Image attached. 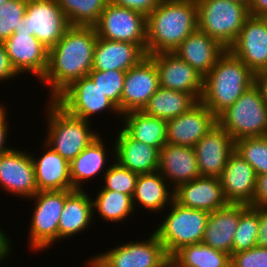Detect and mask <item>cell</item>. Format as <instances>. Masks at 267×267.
<instances>
[{
	"label": "cell",
	"mask_w": 267,
	"mask_h": 267,
	"mask_svg": "<svg viewBox=\"0 0 267 267\" xmlns=\"http://www.w3.org/2000/svg\"><path fill=\"white\" fill-rule=\"evenodd\" d=\"M208 218L209 212L184 207L173 200L156 221L157 226L152 225V231L171 257L181 247L201 243Z\"/></svg>",
	"instance_id": "5b68a950"
},
{
	"label": "cell",
	"mask_w": 267,
	"mask_h": 267,
	"mask_svg": "<svg viewBox=\"0 0 267 267\" xmlns=\"http://www.w3.org/2000/svg\"><path fill=\"white\" fill-rule=\"evenodd\" d=\"M170 260L176 267H230L231 255L197 243L181 247Z\"/></svg>",
	"instance_id": "836d02e7"
},
{
	"label": "cell",
	"mask_w": 267,
	"mask_h": 267,
	"mask_svg": "<svg viewBox=\"0 0 267 267\" xmlns=\"http://www.w3.org/2000/svg\"><path fill=\"white\" fill-rule=\"evenodd\" d=\"M95 223L92 197L87 189L66 190L65 204L58 225V243L74 239L85 231L88 233Z\"/></svg>",
	"instance_id": "44dd1931"
},
{
	"label": "cell",
	"mask_w": 267,
	"mask_h": 267,
	"mask_svg": "<svg viewBox=\"0 0 267 267\" xmlns=\"http://www.w3.org/2000/svg\"><path fill=\"white\" fill-rule=\"evenodd\" d=\"M146 56V51L140 45L97 37L92 70L126 72L139 64Z\"/></svg>",
	"instance_id": "484cf974"
},
{
	"label": "cell",
	"mask_w": 267,
	"mask_h": 267,
	"mask_svg": "<svg viewBox=\"0 0 267 267\" xmlns=\"http://www.w3.org/2000/svg\"><path fill=\"white\" fill-rule=\"evenodd\" d=\"M253 207H266L267 206V173L257 175L256 189L251 202Z\"/></svg>",
	"instance_id": "f6af8a7d"
},
{
	"label": "cell",
	"mask_w": 267,
	"mask_h": 267,
	"mask_svg": "<svg viewBox=\"0 0 267 267\" xmlns=\"http://www.w3.org/2000/svg\"><path fill=\"white\" fill-rule=\"evenodd\" d=\"M0 190L20 200H28L38 192L31 151L14 146L0 154Z\"/></svg>",
	"instance_id": "4fadbf2b"
},
{
	"label": "cell",
	"mask_w": 267,
	"mask_h": 267,
	"mask_svg": "<svg viewBox=\"0 0 267 267\" xmlns=\"http://www.w3.org/2000/svg\"><path fill=\"white\" fill-rule=\"evenodd\" d=\"M10 63L21 77L43 78L48 65V49L25 29L24 20L4 42ZM30 75V76H29Z\"/></svg>",
	"instance_id": "7c38bea8"
},
{
	"label": "cell",
	"mask_w": 267,
	"mask_h": 267,
	"mask_svg": "<svg viewBox=\"0 0 267 267\" xmlns=\"http://www.w3.org/2000/svg\"><path fill=\"white\" fill-rule=\"evenodd\" d=\"M256 84L261 88L267 102V70L256 75Z\"/></svg>",
	"instance_id": "681fc988"
},
{
	"label": "cell",
	"mask_w": 267,
	"mask_h": 267,
	"mask_svg": "<svg viewBox=\"0 0 267 267\" xmlns=\"http://www.w3.org/2000/svg\"><path fill=\"white\" fill-rule=\"evenodd\" d=\"M1 225L2 224H0V265L4 264L6 258L8 260L11 255H14L13 249L15 247L14 243H16L15 241L13 242V240L9 237L11 235H9V233H6L8 231H5V229H3V226L1 228Z\"/></svg>",
	"instance_id": "bcb514c9"
},
{
	"label": "cell",
	"mask_w": 267,
	"mask_h": 267,
	"mask_svg": "<svg viewBox=\"0 0 267 267\" xmlns=\"http://www.w3.org/2000/svg\"><path fill=\"white\" fill-rule=\"evenodd\" d=\"M125 74V71L120 70H91L88 74L103 95L118 108L120 113Z\"/></svg>",
	"instance_id": "74e56055"
},
{
	"label": "cell",
	"mask_w": 267,
	"mask_h": 267,
	"mask_svg": "<svg viewBox=\"0 0 267 267\" xmlns=\"http://www.w3.org/2000/svg\"><path fill=\"white\" fill-rule=\"evenodd\" d=\"M196 2L198 29L228 50L250 16L248 6L231 0H196Z\"/></svg>",
	"instance_id": "9c48e42d"
},
{
	"label": "cell",
	"mask_w": 267,
	"mask_h": 267,
	"mask_svg": "<svg viewBox=\"0 0 267 267\" xmlns=\"http://www.w3.org/2000/svg\"><path fill=\"white\" fill-rule=\"evenodd\" d=\"M226 50L218 41L197 29L186 37L173 53L204 77Z\"/></svg>",
	"instance_id": "83f0119b"
},
{
	"label": "cell",
	"mask_w": 267,
	"mask_h": 267,
	"mask_svg": "<svg viewBox=\"0 0 267 267\" xmlns=\"http://www.w3.org/2000/svg\"><path fill=\"white\" fill-rule=\"evenodd\" d=\"M256 84V75L228 50L204 76L200 102L216 117Z\"/></svg>",
	"instance_id": "3957f363"
},
{
	"label": "cell",
	"mask_w": 267,
	"mask_h": 267,
	"mask_svg": "<svg viewBox=\"0 0 267 267\" xmlns=\"http://www.w3.org/2000/svg\"><path fill=\"white\" fill-rule=\"evenodd\" d=\"M151 233V234H150ZM147 235H149L147 237ZM138 239L120 241L102 253L90 255L84 267H162L170 257L156 234L152 231ZM141 238V239H140ZM124 242V244H123ZM111 248V249H110Z\"/></svg>",
	"instance_id": "8992f818"
},
{
	"label": "cell",
	"mask_w": 267,
	"mask_h": 267,
	"mask_svg": "<svg viewBox=\"0 0 267 267\" xmlns=\"http://www.w3.org/2000/svg\"><path fill=\"white\" fill-rule=\"evenodd\" d=\"M246 206V204L228 203L210 212L201 243L231 255L240 213Z\"/></svg>",
	"instance_id": "f546056e"
},
{
	"label": "cell",
	"mask_w": 267,
	"mask_h": 267,
	"mask_svg": "<svg viewBox=\"0 0 267 267\" xmlns=\"http://www.w3.org/2000/svg\"><path fill=\"white\" fill-rule=\"evenodd\" d=\"M28 0H7L0 5V42L7 40L22 24Z\"/></svg>",
	"instance_id": "ab89813d"
},
{
	"label": "cell",
	"mask_w": 267,
	"mask_h": 267,
	"mask_svg": "<svg viewBox=\"0 0 267 267\" xmlns=\"http://www.w3.org/2000/svg\"><path fill=\"white\" fill-rule=\"evenodd\" d=\"M70 26H94L109 0H57Z\"/></svg>",
	"instance_id": "e575fe53"
},
{
	"label": "cell",
	"mask_w": 267,
	"mask_h": 267,
	"mask_svg": "<svg viewBox=\"0 0 267 267\" xmlns=\"http://www.w3.org/2000/svg\"><path fill=\"white\" fill-rule=\"evenodd\" d=\"M256 178L253 167L234 152L228 158L227 164L219 176L226 201L251 206L256 189Z\"/></svg>",
	"instance_id": "7402d4cb"
},
{
	"label": "cell",
	"mask_w": 267,
	"mask_h": 267,
	"mask_svg": "<svg viewBox=\"0 0 267 267\" xmlns=\"http://www.w3.org/2000/svg\"><path fill=\"white\" fill-rule=\"evenodd\" d=\"M162 267H174V264L171 260H169L164 266Z\"/></svg>",
	"instance_id": "816d5d0a"
},
{
	"label": "cell",
	"mask_w": 267,
	"mask_h": 267,
	"mask_svg": "<svg viewBox=\"0 0 267 267\" xmlns=\"http://www.w3.org/2000/svg\"><path fill=\"white\" fill-rule=\"evenodd\" d=\"M7 0H0V5L5 3Z\"/></svg>",
	"instance_id": "f5cc1de1"
},
{
	"label": "cell",
	"mask_w": 267,
	"mask_h": 267,
	"mask_svg": "<svg viewBox=\"0 0 267 267\" xmlns=\"http://www.w3.org/2000/svg\"><path fill=\"white\" fill-rule=\"evenodd\" d=\"M97 184V192L92 193L88 190L93 202L94 221H96L98 217L100 220L103 222L106 221L108 224L111 222L114 226V224L121 225V223L123 225V222L126 221L125 223H127L130 218L134 219L133 217H136L134 214L137 213L134 209L131 195L120 193L118 191L106 190L99 185V181Z\"/></svg>",
	"instance_id": "1f68e13d"
},
{
	"label": "cell",
	"mask_w": 267,
	"mask_h": 267,
	"mask_svg": "<svg viewBox=\"0 0 267 267\" xmlns=\"http://www.w3.org/2000/svg\"><path fill=\"white\" fill-rule=\"evenodd\" d=\"M23 20L25 29L48 50L55 46L70 27L57 0H28Z\"/></svg>",
	"instance_id": "5bb4252c"
},
{
	"label": "cell",
	"mask_w": 267,
	"mask_h": 267,
	"mask_svg": "<svg viewBox=\"0 0 267 267\" xmlns=\"http://www.w3.org/2000/svg\"><path fill=\"white\" fill-rule=\"evenodd\" d=\"M231 1H236V2H239V3H243V4L247 5V6H248V4L250 2V0H231Z\"/></svg>",
	"instance_id": "f907efd6"
},
{
	"label": "cell",
	"mask_w": 267,
	"mask_h": 267,
	"mask_svg": "<svg viewBox=\"0 0 267 267\" xmlns=\"http://www.w3.org/2000/svg\"><path fill=\"white\" fill-rule=\"evenodd\" d=\"M230 267H267V247L254 246L231 254Z\"/></svg>",
	"instance_id": "60d3db41"
},
{
	"label": "cell",
	"mask_w": 267,
	"mask_h": 267,
	"mask_svg": "<svg viewBox=\"0 0 267 267\" xmlns=\"http://www.w3.org/2000/svg\"><path fill=\"white\" fill-rule=\"evenodd\" d=\"M120 127L132 139L146 143L159 151L166 145L167 120L135 110L122 115Z\"/></svg>",
	"instance_id": "4dcf8cb0"
},
{
	"label": "cell",
	"mask_w": 267,
	"mask_h": 267,
	"mask_svg": "<svg viewBox=\"0 0 267 267\" xmlns=\"http://www.w3.org/2000/svg\"><path fill=\"white\" fill-rule=\"evenodd\" d=\"M158 171L175 190L200 176L194 148L166 145L160 150Z\"/></svg>",
	"instance_id": "f1b7e54d"
},
{
	"label": "cell",
	"mask_w": 267,
	"mask_h": 267,
	"mask_svg": "<svg viewBox=\"0 0 267 267\" xmlns=\"http://www.w3.org/2000/svg\"><path fill=\"white\" fill-rule=\"evenodd\" d=\"M256 246L267 247V209L259 207V225Z\"/></svg>",
	"instance_id": "7dc6e473"
},
{
	"label": "cell",
	"mask_w": 267,
	"mask_h": 267,
	"mask_svg": "<svg viewBox=\"0 0 267 267\" xmlns=\"http://www.w3.org/2000/svg\"><path fill=\"white\" fill-rule=\"evenodd\" d=\"M16 79L20 80L23 78H21L12 67L4 43L0 42V84L2 85L3 82V85H9L8 82L10 80L14 81Z\"/></svg>",
	"instance_id": "ee69618b"
},
{
	"label": "cell",
	"mask_w": 267,
	"mask_h": 267,
	"mask_svg": "<svg viewBox=\"0 0 267 267\" xmlns=\"http://www.w3.org/2000/svg\"><path fill=\"white\" fill-rule=\"evenodd\" d=\"M45 103L42 116L46 133L40 140L70 163L100 135L93 127L99 123L69 114L55 100H45Z\"/></svg>",
	"instance_id": "277c9868"
},
{
	"label": "cell",
	"mask_w": 267,
	"mask_h": 267,
	"mask_svg": "<svg viewBox=\"0 0 267 267\" xmlns=\"http://www.w3.org/2000/svg\"><path fill=\"white\" fill-rule=\"evenodd\" d=\"M235 152L253 167L256 175L267 173V136L238 139Z\"/></svg>",
	"instance_id": "8d00e7d4"
},
{
	"label": "cell",
	"mask_w": 267,
	"mask_h": 267,
	"mask_svg": "<svg viewBox=\"0 0 267 267\" xmlns=\"http://www.w3.org/2000/svg\"><path fill=\"white\" fill-rule=\"evenodd\" d=\"M109 2L132 9L147 17L162 2V0H109Z\"/></svg>",
	"instance_id": "7bdbcfd3"
},
{
	"label": "cell",
	"mask_w": 267,
	"mask_h": 267,
	"mask_svg": "<svg viewBox=\"0 0 267 267\" xmlns=\"http://www.w3.org/2000/svg\"><path fill=\"white\" fill-rule=\"evenodd\" d=\"M228 51L255 75L267 70V18L249 16Z\"/></svg>",
	"instance_id": "2e32d148"
},
{
	"label": "cell",
	"mask_w": 267,
	"mask_h": 267,
	"mask_svg": "<svg viewBox=\"0 0 267 267\" xmlns=\"http://www.w3.org/2000/svg\"><path fill=\"white\" fill-rule=\"evenodd\" d=\"M258 225L259 207L247 205L240 213V219L234 234L232 254L256 246Z\"/></svg>",
	"instance_id": "d590c367"
},
{
	"label": "cell",
	"mask_w": 267,
	"mask_h": 267,
	"mask_svg": "<svg viewBox=\"0 0 267 267\" xmlns=\"http://www.w3.org/2000/svg\"><path fill=\"white\" fill-rule=\"evenodd\" d=\"M138 173L120 166L116 161L110 164L103 175L102 187L106 190L118 191L133 196Z\"/></svg>",
	"instance_id": "f35d334b"
},
{
	"label": "cell",
	"mask_w": 267,
	"mask_h": 267,
	"mask_svg": "<svg viewBox=\"0 0 267 267\" xmlns=\"http://www.w3.org/2000/svg\"><path fill=\"white\" fill-rule=\"evenodd\" d=\"M96 42L94 26H70L48 50L47 69L38 82L46 88L45 91L48 89L47 100H55L74 81L88 76L93 66Z\"/></svg>",
	"instance_id": "6da1fadb"
},
{
	"label": "cell",
	"mask_w": 267,
	"mask_h": 267,
	"mask_svg": "<svg viewBox=\"0 0 267 267\" xmlns=\"http://www.w3.org/2000/svg\"><path fill=\"white\" fill-rule=\"evenodd\" d=\"M198 102L192 94L159 87L141 111L149 116L169 120L187 112Z\"/></svg>",
	"instance_id": "d6a6232c"
},
{
	"label": "cell",
	"mask_w": 267,
	"mask_h": 267,
	"mask_svg": "<svg viewBox=\"0 0 267 267\" xmlns=\"http://www.w3.org/2000/svg\"><path fill=\"white\" fill-rule=\"evenodd\" d=\"M159 87L156 64L146 56L139 64L126 71L121 96V114L142 110Z\"/></svg>",
	"instance_id": "e0dca14e"
},
{
	"label": "cell",
	"mask_w": 267,
	"mask_h": 267,
	"mask_svg": "<svg viewBox=\"0 0 267 267\" xmlns=\"http://www.w3.org/2000/svg\"><path fill=\"white\" fill-rule=\"evenodd\" d=\"M114 132V159L120 166L138 174L158 171L157 148L132 139L120 126Z\"/></svg>",
	"instance_id": "cb8c5ba5"
},
{
	"label": "cell",
	"mask_w": 267,
	"mask_h": 267,
	"mask_svg": "<svg viewBox=\"0 0 267 267\" xmlns=\"http://www.w3.org/2000/svg\"><path fill=\"white\" fill-rule=\"evenodd\" d=\"M55 101L64 108L69 114L87 120L93 121V118L101 117V114L107 118L112 114V118L117 120L114 125L120 126L122 114L118 108L103 95L101 90L94 84L89 76H84L74 81L66 88ZM107 112V113H106ZM96 116V117H95ZM92 118V119H91Z\"/></svg>",
	"instance_id": "30bf717a"
},
{
	"label": "cell",
	"mask_w": 267,
	"mask_h": 267,
	"mask_svg": "<svg viewBox=\"0 0 267 267\" xmlns=\"http://www.w3.org/2000/svg\"><path fill=\"white\" fill-rule=\"evenodd\" d=\"M196 0H162L147 16L148 55L173 52L198 29Z\"/></svg>",
	"instance_id": "7a4b0ae2"
},
{
	"label": "cell",
	"mask_w": 267,
	"mask_h": 267,
	"mask_svg": "<svg viewBox=\"0 0 267 267\" xmlns=\"http://www.w3.org/2000/svg\"><path fill=\"white\" fill-rule=\"evenodd\" d=\"M217 124V117L200 101L187 112L167 120L166 143L194 148Z\"/></svg>",
	"instance_id": "d6986e66"
},
{
	"label": "cell",
	"mask_w": 267,
	"mask_h": 267,
	"mask_svg": "<svg viewBox=\"0 0 267 267\" xmlns=\"http://www.w3.org/2000/svg\"><path fill=\"white\" fill-rule=\"evenodd\" d=\"M200 176L219 177L235 152V140L218 123L194 146Z\"/></svg>",
	"instance_id": "ffe728a7"
},
{
	"label": "cell",
	"mask_w": 267,
	"mask_h": 267,
	"mask_svg": "<svg viewBox=\"0 0 267 267\" xmlns=\"http://www.w3.org/2000/svg\"><path fill=\"white\" fill-rule=\"evenodd\" d=\"M174 200V189L159 171L139 174L132 196L137 214L141 208L155 215L163 213ZM138 208V209H137Z\"/></svg>",
	"instance_id": "4316f807"
},
{
	"label": "cell",
	"mask_w": 267,
	"mask_h": 267,
	"mask_svg": "<svg viewBox=\"0 0 267 267\" xmlns=\"http://www.w3.org/2000/svg\"><path fill=\"white\" fill-rule=\"evenodd\" d=\"M147 17L132 9L108 2L94 25L97 37L140 45L146 51Z\"/></svg>",
	"instance_id": "8fae6325"
},
{
	"label": "cell",
	"mask_w": 267,
	"mask_h": 267,
	"mask_svg": "<svg viewBox=\"0 0 267 267\" xmlns=\"http://www.w3.org/2000/svg\"><path fill=\"white\" fill-rule=\"evenodd\" d=\"M66 199V190L38 191L27 201H34L27 228V249L37 254L58 243V225Z\"/></svg>",
	"instance_id": "52a82bcc"
},
{
	"label": "cell",
	"mask_w": 267,
	"mask_h": 267,
	"mask_svg": "<svg viewBox=\"0 0 267 267\" xmlns=\"http://www.w3.org/2000/svg\"><path fill=\"white\" fill-rule=\"evenodd\" d=\"M159 72L160 87L192 94L200 101L204 77L173 52L148 55Z\"/></svg>",
	"instance_id": "ac0fdd59"
},
{
	"label": "cell",
	"mask_w": 267,
	"mask_h": 267,
	"mask_svg": "<svg viewBox=\"0 0 267 267\" xmlns=\"http://www.w3.org/2000/svg\"><path fill=\"white\" fill-rule=\"evenodd\" d=\"M1 102L0 103V154L5 153L7 151H9L10 149H12L13 144L10 145V143L8 142V140H12L10 136H12V134L10 132V130H12V124L10 125V114L7 108V105ZM6 105V106H5ZM8 111V112H7ZM11 127V128H10Z\"/></svg>",
	"instance_id": "b9f144b4"
},
{
	"label": "cell",
	"mask_w": 267,
	"mask_h": 267,
	"mask_svg": "<svg viewBox=\"0 0 267 267\" xmlns=\"http://www.w3.org/2000/svg\"><path fill=\"white\" fill-rule=\"evenodd\" d=\"M174 200L181 206L213 212L228 204L224 198L219 177L199 176L179 185Z\"/></svg>",
	"instance_id": "d4e9b609"
},
{
	"label": "cell",
	"mask_w": 267,
	"mask_h": 267,
	"mask_svg": "<svg viewBox=\"0 0 267 267\" xmlns=\"http://www.w3.org/2000/svg\"><path fill=\"white\" fill-rule=\"evenodd\" d=\"M217 123L235 141L267 136V104L261 88L254 84L217 117Z\"/></svg>",
	"instance_id": "ba28073f"
},
{
	"label": "cell",
	"mask_w": 267,
	"mask_h": 267,
	"mask_svg": "<svg viewBox=\"0 0 267 267\" xmlns=\"http://www.w3.org/2000/svg\"><path fill=\"white\" fill-rule=\"evenodd\" d=\"M39 150H30L34 163L35 180L38 191L72 190L70 163L52 150L43 141ZM40 151L36 153L34 152ZM42 151V152H41Z\"/></svg>",
	"instance_id": "603a6c76"
},
{
	"label": "cell",
	"mask_w": 267,
	"mask_h": 267,
	"mask_svg": "<svg viewBox=\"0 0 267 267\" xmlns=\"http://www.w3.org/2000/svg\"><path fill=\"white\" fill-rule=\"evenodd\" d=\"M248 10L251 16L267 18V0H250Z\"/></svg>",
	"instance_id": "c3c4849f"
},
{
	"label": "cell",
	"mask_w": 267,
	"mask_h": 267,
	"mask_svg": "<svg viewBox=\"0 0 267 267\" xmlns=\"http://www.w3.org/2000/svg\"><path fill=\"white\" fill-rule=\"evenodd\" d=\"M102 136L103 135L100 133L95 140H93L75 159L70 162L72 190H88L89 187L86 188L87 183H90L91 185V182L94 183L95 181H98L96 180L97 177L99 178V181H101L110 164L115 161L113 137L112 140L109 141V143L111 142V145H109V143L106 142V134L104 135V138ZM93 179L95 181H93Z\"/></svg>",
	"instance_id": "9a60e30c"
}]
</instances>
